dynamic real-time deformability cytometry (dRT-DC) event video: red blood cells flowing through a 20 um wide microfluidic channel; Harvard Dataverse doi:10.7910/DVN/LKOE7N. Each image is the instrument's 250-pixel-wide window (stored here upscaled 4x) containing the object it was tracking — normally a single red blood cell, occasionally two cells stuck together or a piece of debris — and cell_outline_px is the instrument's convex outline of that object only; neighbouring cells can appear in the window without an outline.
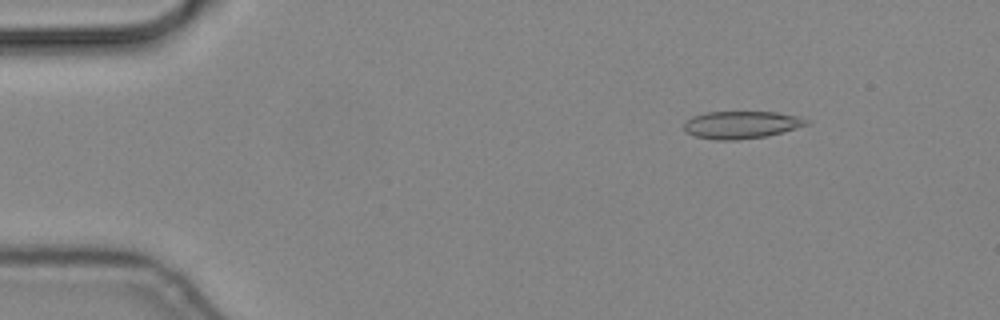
{"species": "common noctule bat (a hibernating species)", "species_latin": "Nyctalus noctula", "temperature_condition": "cold", "stored_images_in_passage": 56, "camera_frame_rate_fps": 3000, "um_per_image_px": 0.085, "animal": {"sex": "male", "body_mass_g": 19.2, "forearm_length_mm": 51.8}, "frame": {"image": 1, "passage_image": 8, "time_ms": 2.333, "image_size_px": [1000, 320], "cell_outline_px": [[812, 120], [808, 124], [796, 128], [764, 136], [736, 140], [716, 140], [696, 136], [684, 132], [684, 124], [692, 116], [708, 112], [776, 112], [800, 116]], "centroid_in_image_um": [63.03, 10.6], "position_along_channel_um": 22.0, "area_um2": 19.54}}
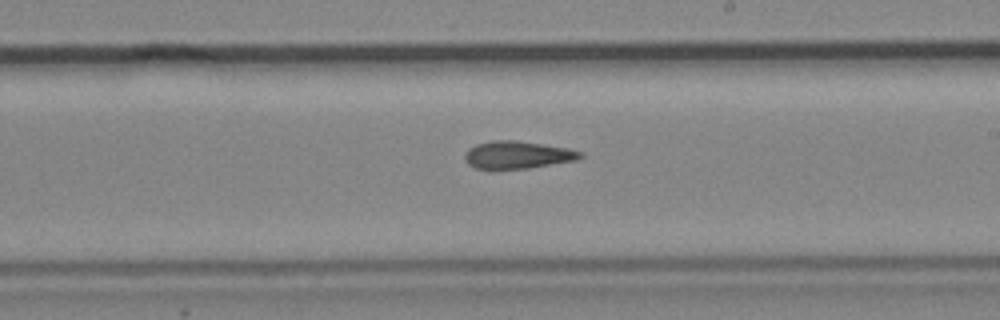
{"frame": {"image": 2, "passage_image": 33, "time_ms": 10.667, "image_size_px": [1000, 320], "cell_outline_px": [[584, 156], [576, 160], [528, 168], [476, 168], [468, 164], [464, 160], [464, 152], [468, 148], [476, 144], [492, 140], [516, 140], [568, 148], [584, 152]], "centroid_in_image_um": [43.98, 13.15], "position_along_channel_um": 245.0, "area_um2": 18.5}}
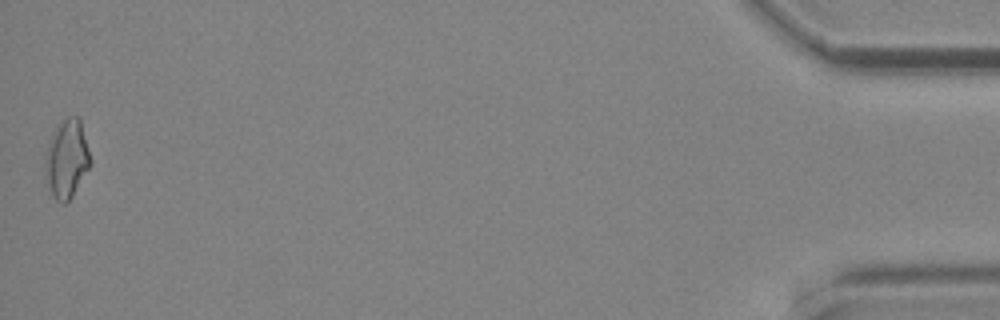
{"frame": {"image": 3, "passage_image": 56, "time_ms": 18.333, "image_size_px": [1000, 320], "cell_outline_px": [[92, 164], [68, 204], [60, 204], [56, 200], [44, 176], [44, 164], [48, 144], [56, 128], [68, 116], [80, 116], [92, 160]], "centroid_in_image_um": [5.71, 13.54], "position_along_channel_um": 429.5, "area_um2": 20.92}}